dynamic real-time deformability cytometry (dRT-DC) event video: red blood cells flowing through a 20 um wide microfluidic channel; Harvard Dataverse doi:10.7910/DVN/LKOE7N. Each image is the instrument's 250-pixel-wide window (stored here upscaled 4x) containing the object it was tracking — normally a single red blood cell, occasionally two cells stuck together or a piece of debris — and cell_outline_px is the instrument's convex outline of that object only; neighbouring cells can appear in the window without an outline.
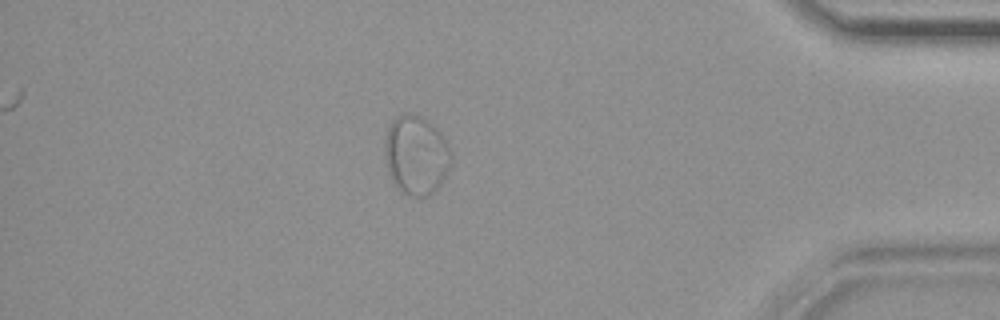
{"species": "common noctule bat (a hibernating species)", "species_latin": "Nyctalus noctula", "temperature_condition": "warm", "stored_images_in_passage": 39, "camera_frame_rate_fps": 3000, "um_per_image_px": 0.085, "animal": {"sex": "female", "body_mass_g": 19.9}, "frame": {"image": 1, "passage_image": 34, "time_ms": 11.0, "image_size_px": [1000, 320], "cell_outline_px": [[452, 164], [440, 184], [428, 196], [408, 196], [400, 192], [388, 172], [384, 160], [384, 140], [388, 128], [392, 120], [396, 116], [420, 116], [428, 120], [440, 132], [452, 156]], "centroid_in_image_um": [35.35, 13.22], "position_along_channel_um": 399.9, "area_um2": 30.46}}